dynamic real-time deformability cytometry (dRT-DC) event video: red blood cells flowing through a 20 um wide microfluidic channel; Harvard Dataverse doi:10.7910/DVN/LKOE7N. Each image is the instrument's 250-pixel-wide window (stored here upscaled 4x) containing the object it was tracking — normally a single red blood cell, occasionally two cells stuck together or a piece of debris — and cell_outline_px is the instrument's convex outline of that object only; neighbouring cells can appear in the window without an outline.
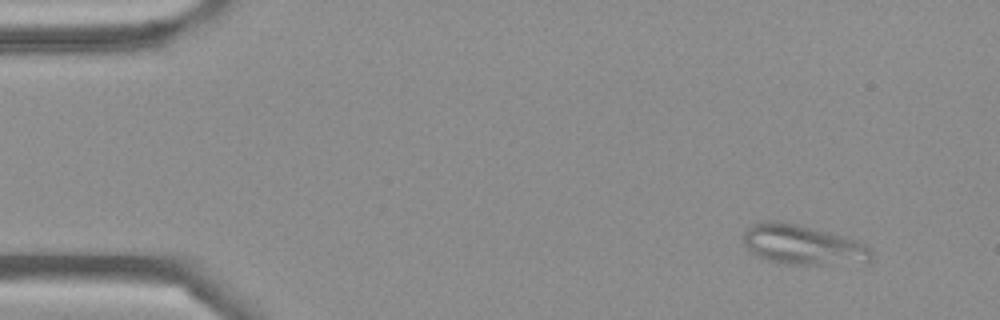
{"species": "Egyptian fruit bat (a non-hibernating species)", "species_latin": "Rousettus aegyptiacus", "temperature_condition": "cold", "stored_images_in_passage": 4, "camera_frame_rate_fps": 3000, "um_per_image_px": 0.085, "frame": {"image": 1, "passage_image": 1, "time_ms": 0.0, "image_size_px": [1000, 320], "cell_outline_px": [[872, 260], [868, 264], [792, 264], [768, 260], [756, 256], [744, 244], [744, 232], [752, 224], [760, 220], [772, 220], [796, 224], [828, 232], [856, 240], [864, 244], [868, 248], [872, 256]], "centroid_in_image_um": [68.25, 20.82], "position_along_channel_um": 16.7, "area_um2": 29.59}}
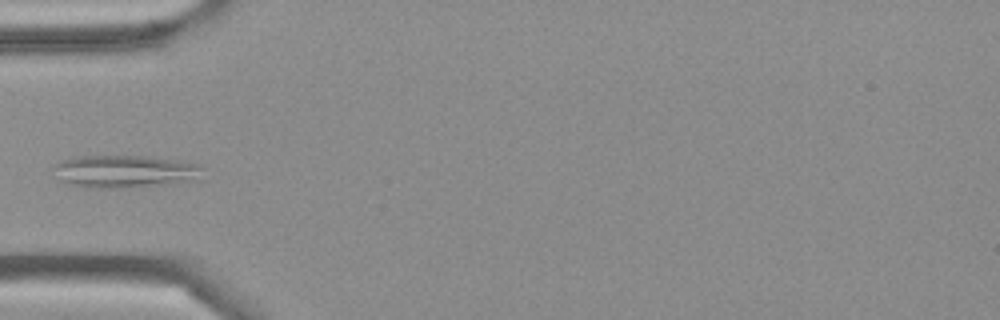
{"frame": {"image": 2, "passage_image": 4, "time_ms": 1.0, "image_size_px": [1000, 320], "cell_outline_px": [[204, 180], [120, 188], [84, 188], [68, 184], [60, 180], [52, 164], [76, 156], [144, 156], [184, 160], [196, 164], [204, 168]], "centroid_in_image_um": [10.68, 14.57], "position_along_channel_um": 74.3, "area_um2": 28.84}}